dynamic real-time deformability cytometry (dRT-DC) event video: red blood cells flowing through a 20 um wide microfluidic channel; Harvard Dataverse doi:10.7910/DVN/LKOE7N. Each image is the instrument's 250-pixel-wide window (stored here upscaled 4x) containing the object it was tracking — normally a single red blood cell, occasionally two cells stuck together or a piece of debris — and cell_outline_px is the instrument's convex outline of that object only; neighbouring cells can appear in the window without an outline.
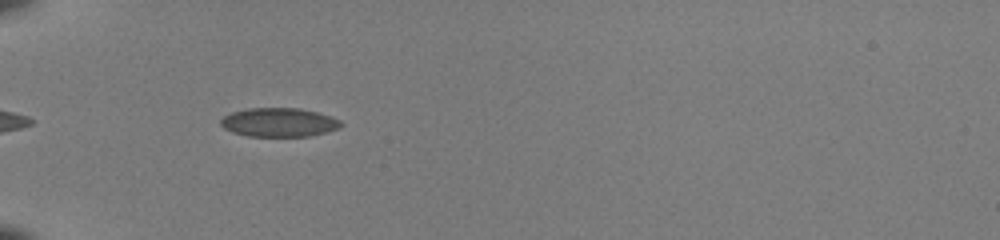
{"species": "common noctule bat (a hibernating species)", "species_latin": "Nyctalus noctula", "temperature_condition": "room temperature", "stored_images_in_passage": 39, "camera_frame_rate_fps": 3000, "um_per_image_px": 0.085, "animal": {"sex": "female", "body_mass_g": 22.0, "forearm_length_mm": 56.7}, "frame": {"image": 1, "passage_image": 5, "time_ms": 1.333, "image_size_px": [1000, 240], "cell_outline_px": [[344, 124], [340, 128], [328, 132], [308, 136], [248, 136], [232, 132], [224, 128], [220, 124], [220, 120], [224, 116], [232, 112], [248, 108], [300, 108], [332, 116], [340, 120]], "centroid_in_image_um": [23.74, 10.4], "position_along_channel_um": 61.3, "area_um2": 20.35}}
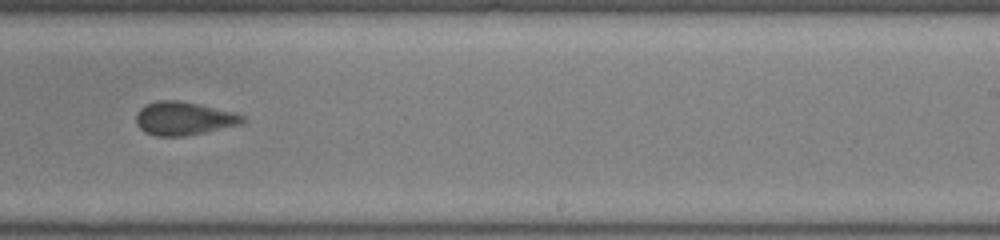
{"frame": {"image": 2, "passage_image": 22, "time_ms": 7.0, "image_size_px": [1000, 240], "cell_outline_px": [[248, 120], [244, 124], [184, 136], [156, 136], [144, 132], [136, 124], [136, 112], [140, 108], [156, 100], [180, 100], [200, 104], [236, 112], [248, 116]], "centroid_in_image_um": [15.69, 10.06], "position_along_channel_um": 273.3, "area_um2": 21.15}}
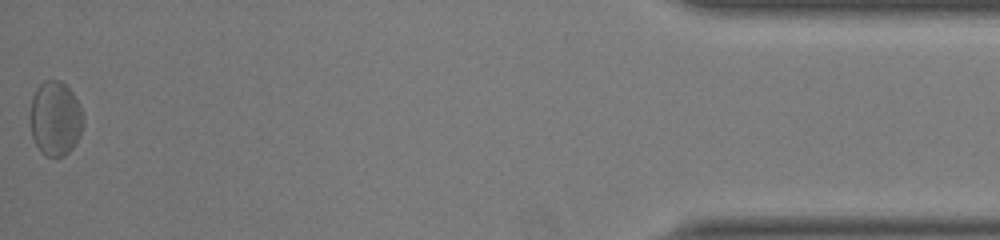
{"frame": {"image": 3, "passage_image": 39, "time_ms": 12.667, "image_size_px": [1000, 240], "cell_outline_px": [[84, 124], [80, 136], [72, 148], [64, 156], [48, 156], [36, 144], [32, 136], [28, 116], [32, 96], [36, 88], [44, 80], [60, 80], [72, 92], [80, 104], [84, 116]], "centroid_in_image_um": [4.7, 10.04], "position_along_channel_um": 430.5, "area_um2": 23.35}, "authors_computed_cell_mechanics": {"area_um2": 21.097, "velocity_mm_per_s": 3.9793, "shape_relaxation_time_tau1_ms": 3.8953, "shape_relaxation_time_tau2_ms": 0.9781, "deformation_change_tau1": 0.0986, "deformation_change_tau2": 0.0585}}